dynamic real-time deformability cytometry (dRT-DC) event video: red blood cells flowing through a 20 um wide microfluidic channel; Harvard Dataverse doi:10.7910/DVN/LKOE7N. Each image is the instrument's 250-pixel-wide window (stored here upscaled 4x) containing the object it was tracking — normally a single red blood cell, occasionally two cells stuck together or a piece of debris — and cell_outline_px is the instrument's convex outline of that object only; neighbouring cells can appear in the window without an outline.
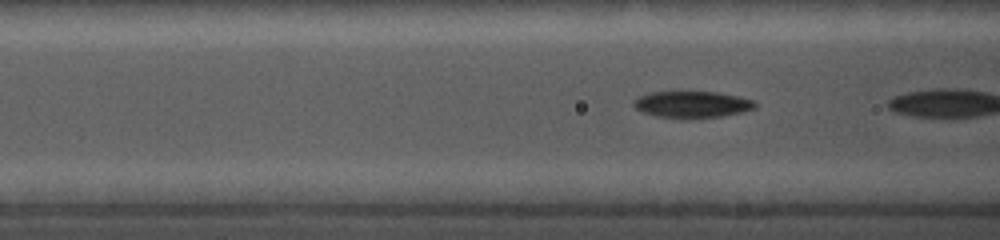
{"species": "common noctule bat (a hibernating species)", "species_latin": "Nyctalus noctula", "temperature_condition": "cold", "stored_images_in_passage": 6, "camera_frame_rate_fps": 5000, "um_per_image_px": 0.085, "animal": {"sex": "female", "body_mass_g": 19.0, "forearm_length_mm": 56.7}, "frame": {"image": 1, "passage_image": 5, "time_ms": 1.0, "image_size_px": [1000, 240], "cell_outline_px": [[756, 108], [740, 112], [720, 116], [692, 120], [680, 120], [656, 116], [644, 112], [636, 108], [632, 104], [640, 96], [652, 92], [716, 92], [740, 96], [752, 100], [756, 104]], "centroid_in_image_um": [58.83, 8.9], "position_along_channel_um": 107.8, "area_um2": 19.02}}